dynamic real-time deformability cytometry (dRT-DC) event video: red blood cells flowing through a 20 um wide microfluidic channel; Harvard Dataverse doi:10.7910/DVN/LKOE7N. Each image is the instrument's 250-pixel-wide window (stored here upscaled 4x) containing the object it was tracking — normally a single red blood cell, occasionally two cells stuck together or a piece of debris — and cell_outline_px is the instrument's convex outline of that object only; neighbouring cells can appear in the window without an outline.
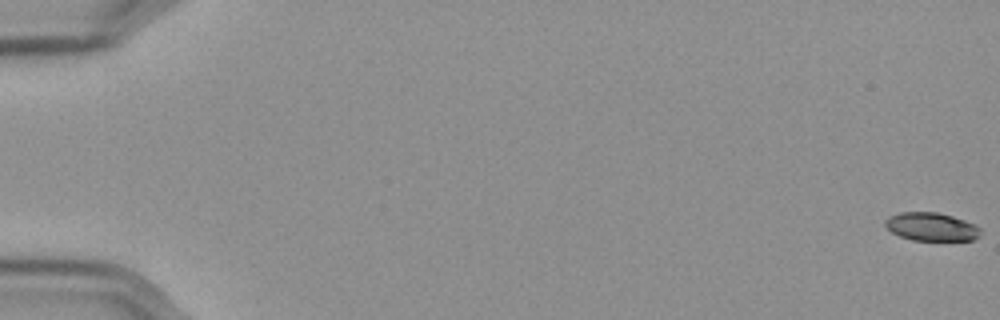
{"species": "Egyptian fruit bat (a non-hibernating species)", "species_latin": "Rousettus aegyptiacus", "temperature_condition": "cold", "stored_images_in_passage": 59, "camera_frame_rate_fps": 3000, "um_per_image_px": 0.085, "frame": {"image": 1, "passage_image": 1, "time_ms": 0.0, "image_size_px": [1000, 320], "cell_outline_px": [[980, 236], [972, 240], [912, 240], [900, 236], [892, 232], [884, 224], [884, 220], [888, 216], [900, 212], [936, 212], [952, 216], [976, 224], [980, 228]], "centroid_in_image_um": [79.16, 19.27], "position_along_channel_um": 5.8, "area_um2": 15.72}}
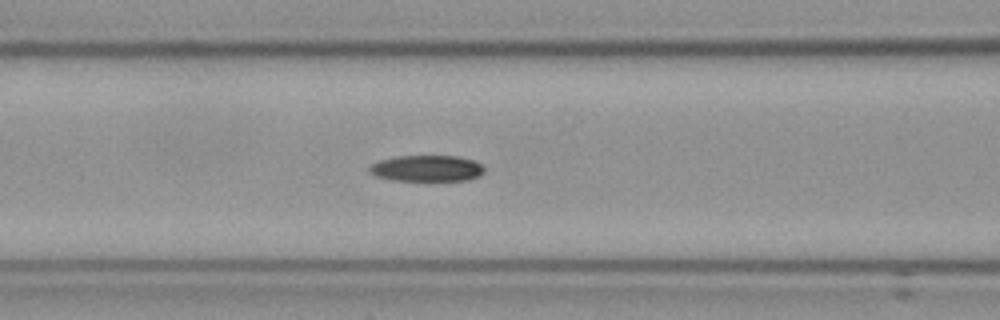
{"frame": {"image": 2, "passage_image": 26, "time_ms": 8.333, "image_size_px": [1000, 320], "cell_outline_px": [[484, 172], [480, 176], [468, 180], [392, 180], [376, 176], [368, 172], [368, 168], [372, 164], [380, 160], [396, 156], [456, 156], [472, 160], [480, 164], [484, 168]], "centroid_in_image_um": [36.26, 14.31], "position_along_channel_um": 130.3, "area_um2": 17.46}}
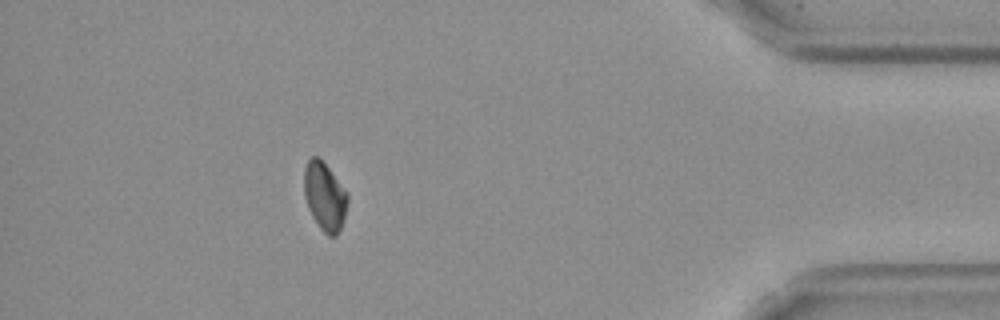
{"frame": {"image": 3, "passage_image": 53, "time_ms": 17.333, "image_size_px": [1000, 320], "cell_outline_px": [[348, 200], [344, 220], [336, 236], [328, 236], [320, 228], [312, 216], [308, 208], [304, 196], [304, 168], [308, 160], [312, 156], [316, 156], [328, 168], [348, 192]], "centroid_in_image_um": [27.6, 16.71], "position_along_channel_um": 407.6, "area_um2": 17.22}, "authors_computed_cell_mechanics": {"area_um2": 17.4556, "velocity_mm_per_s": 3.5784, "shape_relaxation_time_tau1_ms": 5.1603, "shape_relaxation_time_tau2_ms": null, "deformation_change_tau1": 0.1418, "deformation_change_tau2": null}}